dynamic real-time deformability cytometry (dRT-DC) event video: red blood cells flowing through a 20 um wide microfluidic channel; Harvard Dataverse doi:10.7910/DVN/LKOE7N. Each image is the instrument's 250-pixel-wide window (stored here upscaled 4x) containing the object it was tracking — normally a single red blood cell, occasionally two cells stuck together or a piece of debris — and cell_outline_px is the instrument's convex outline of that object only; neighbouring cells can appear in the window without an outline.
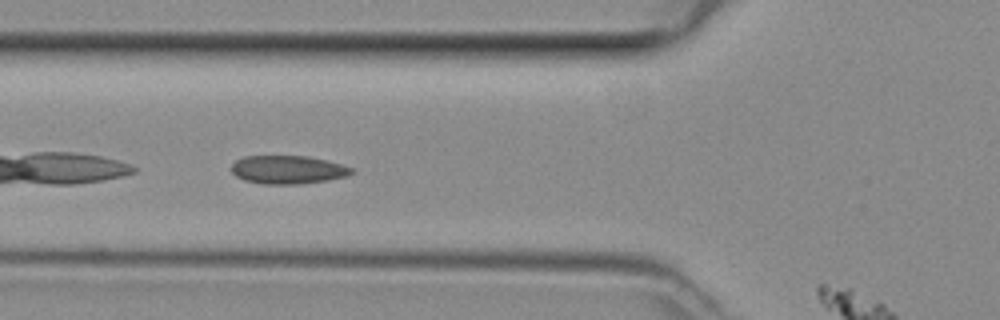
{"species": "common noctule bat (a hibernating species)", "species_latin": "Nyctalus noctula", "temperature_condition": "room temperature", "stored_images_in_passage": 30, "camera_frame_rate_fps": 3000, "um_per_image_px": 0.085, "animal": {"sex": "female", "body_mass_g": 29.2, "forearm_length_mm": 56.3}, "frame": {"image": 1, "passage_image": 3, "time_ms": 0.667, "image_size_px": [1000, 320], "cell_outline_px": [[356, 172], [348, 176], [328, 180], [300, 184], [260, 184], [244, 180], [236, 176], [232, 172], [232, 164], [236, 160], [244, 156], [308, 156], [340, 164], [352, 168]], "centroid_in_image_um": [24.47, 14.43], "position_along_channel_um": 101.3, "area_um2": 19.88}}
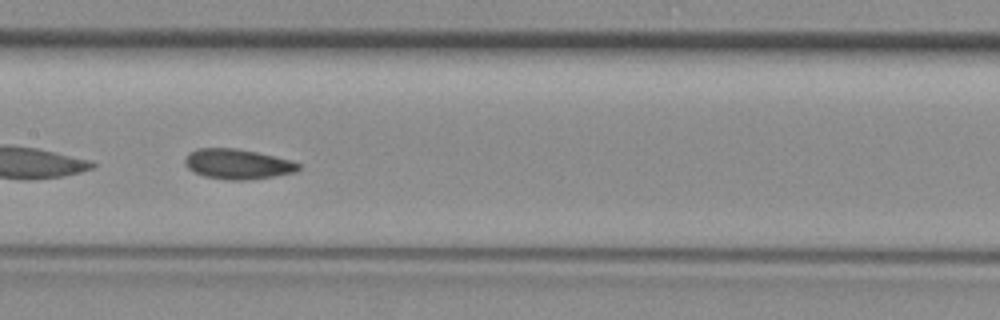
{"frame": {"image": 2, "passage_image": 9, "time_ms": 2.667, "image_size_px": [1000, 320], "cell_outline_px": [[300, 168], [296, 172], [248, 180], [228, 180], [204, 176], [188, 168], [184, 164], [184, 160], [196, 148], [236, 148], [256, 152], [292, 160], [300, 164]], "centroid_in_image_um": [20.21, 13.94], "position_along_channel_um": 187.2, "area_um2": 19.77}}
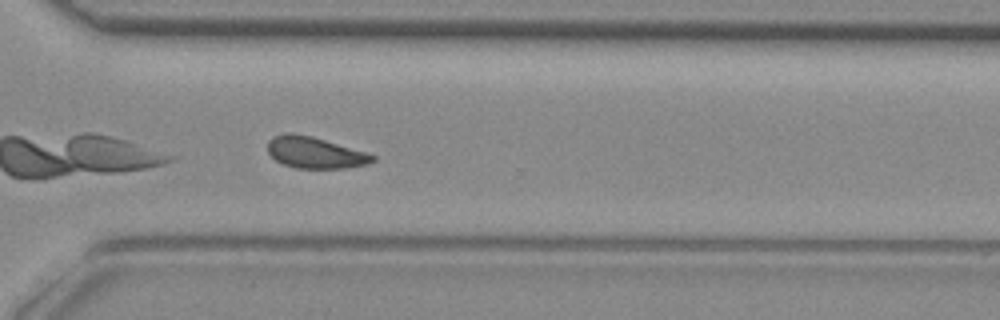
{"frame": {"image": 3, "passage_image": 20, "time_ms": 6.333, "image_size_px": [1000, 320], "cell_outline_px": [[376, 160], [368, 164], [348, 168], [296, 168], [284, 164], [276, 160], [268, 152], [268, 140], [272, 136], [284, 132], [292, 132], [312, 136], [364, 152], [376, 156]], "centroid_in_image_um": [26.74, 12.96], "position_along_channel_um": 343.9, "area_um2": 19.19}}